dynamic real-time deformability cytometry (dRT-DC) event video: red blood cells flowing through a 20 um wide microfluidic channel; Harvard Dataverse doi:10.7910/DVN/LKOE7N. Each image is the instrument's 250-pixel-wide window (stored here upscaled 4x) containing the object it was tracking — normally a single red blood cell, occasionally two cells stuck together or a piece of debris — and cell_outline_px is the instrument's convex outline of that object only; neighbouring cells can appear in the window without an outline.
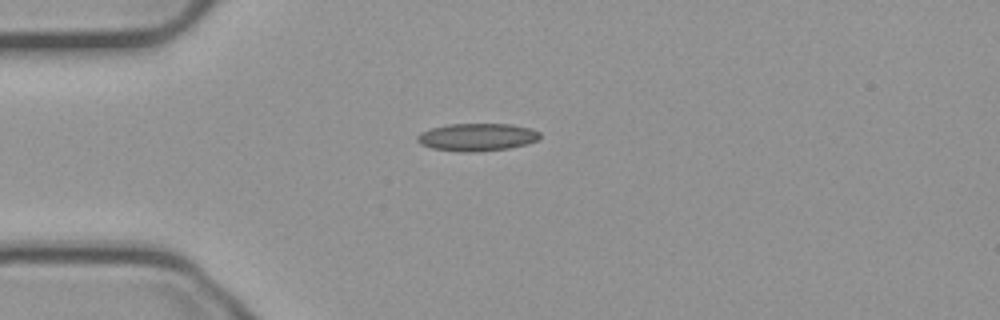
{"species": "common noctule bat (a hibernating species)", "species_latin": "Nyctalus noctula", "temperature_condition": "cold", "stored_images_in_passage": 42, "camera_frame_rate_fps": 3000, "um_per_image_px": 0.085, "animal": {"sex": "male", "body_mass_g": 23.1, "forearm_length_mm": 52.7}, "frame": {"image": 1, "passage_image": 1, "time_ms": 0.0, "image_size_px": [1000, 320], "cell_outline_px": [[540, 136], [536, 140], [524, 144], [508, 148], [476, 152], [464, 152], [432, 148], [420, 144], [416, 140], [416, 136], [420, 132], [432, 128], [448, 124], [508, 124], [532, 128], [540, 132]], "centroid_in_image_um": [40.51, 11.65], "position_along_channel_um": 44.5, "area_um2": 19.65}}
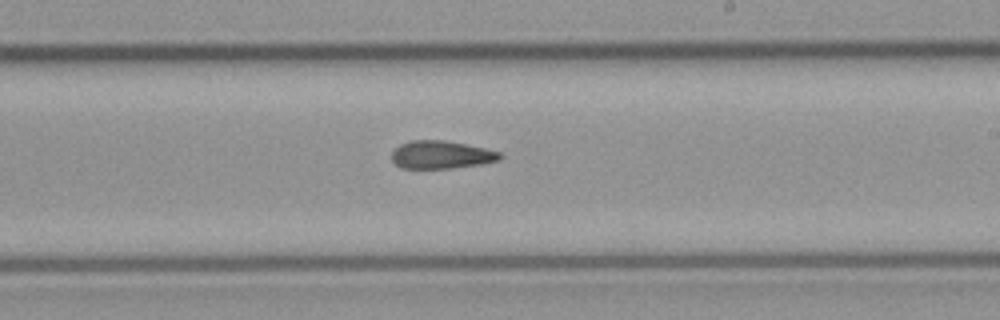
{"frame": {"image": 2, "passage_image": 19, "time_ms": 6.0, "image_size_px": [1000, 320], "cell_outline_px": [[504, 156], [500, 160], [480, 164], [448, 168], [400, 168], [392, 160], [392, 152], [400, 144], [412, 140], [444, 140], [484, 148], [500, 152]], "centroid_in_image_um": [37.5, 13.15], "position_along_channel_um": 251.5, "area_um2": 17.46}}
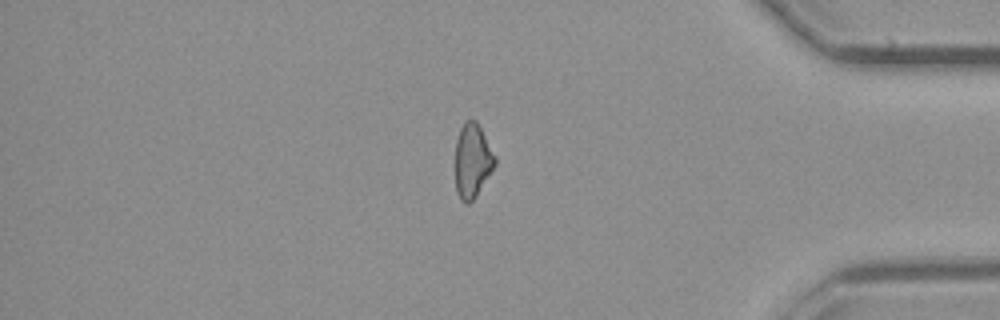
{"frame": {"image": 3, "passage_image": 33, "time_ms": 10.667, "image_size_px": [1000, 320], "cell_outline_px": [[496, 164], [476, 196], [468, 204], [464, 204], [460, 200], [456, 192], [456, 140], [460, 128], [464, 120], [476, 120], [496, 156]], "centroid_in_image_um": [40.15, 13.66], "position_along_channel_um": 395.0, "area_um2": 17.17}, "authors_computed_cell_mechanics": {"area_um2": 18.0336, "velocity_mm_per_s": 3.7456, "shape_relaxation_time_tau1_ms": null, "shape_relaxation_time_tau2_ms": 3.4959, "deformation_change_tau1": null, "deformation_change_tau2": 0.1104}}